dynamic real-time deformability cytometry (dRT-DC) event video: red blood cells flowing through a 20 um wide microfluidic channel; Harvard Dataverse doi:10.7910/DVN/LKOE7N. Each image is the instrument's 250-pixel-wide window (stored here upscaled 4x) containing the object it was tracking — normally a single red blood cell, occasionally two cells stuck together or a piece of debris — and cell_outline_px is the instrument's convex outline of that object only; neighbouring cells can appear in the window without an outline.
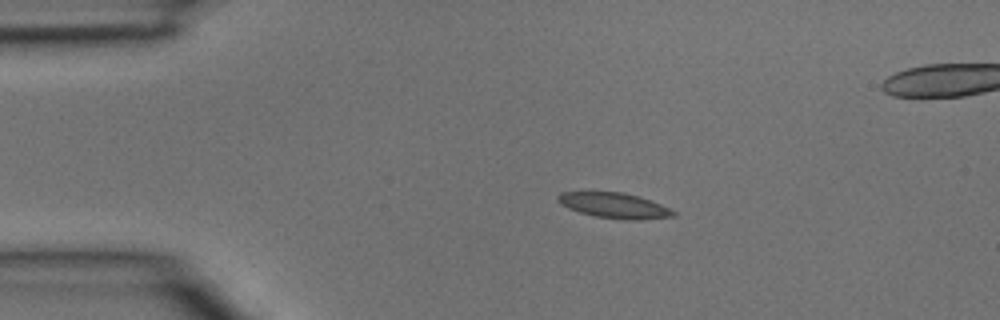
{"species": "common noctule bat (a hibernating species)", "species_latin": "Nyctalus noctula", "temperature_condition": "room temperature", "stored_images_in_passage": 3, "segment_of_instrument_passage": [1, 2], "camera_frame_rate_fps": 3000, "um_per_image_px": 0.085, "animal": {"sex": "male", "body_mass_g": 15.6}, "frame": {"image": 1, "passage_image": 1, "time_ms": 0.0, "image_size_px": [1000, 320], "cell_outline_px": [[676, 216], [640, 220], [628, 220], [596, 216], [580, 212], [568, 208], [560, 204], [556, 200], [556, 196], [560, 192], [620, 192], [636, 196], [660, 204], [676, 212]], "centroid_in_image_um": [52.18, 17.47], "position_along_channel_um": 32.8, "area_um2": 16.88}}